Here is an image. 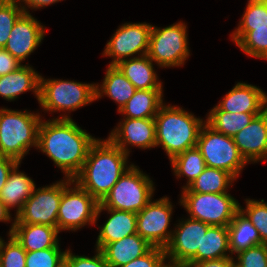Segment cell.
<instances>
[{"label":"cell","mask_w":267,"mask_h":267,"mask_svg":"<svg viewBox=\"0 0 267 267\" xmlns=\"http://www.w3.org/2000/svg\"><path fill=\"white\" fill-rule=\"evenodd\" d=\"M97 140L81 129L70 116L41 120L38 129L37 149L73 179L82 169L91 145Z\"/></svg>","instance_id":"1"},{"label":"cell","mask_w":267,"mask_h":267,"mask_svg":"<svg viewBox=\"0 0 267 267\" xmlns=\"http://www.w3.org/2000/svg\"><path fill=\"white\" fill-rule=\"evenodd\" d=\"M128 156L108 138L103 141L97 139L89 148L83 167L73 181L100 203L131 167L127 165Z\"/></svg>","instance_id":"2"},{"label":"cell","mask_w":267,"mask_h":267,"mask_svg":"<svg viewBox=\"0 0 267 267\" xmlns=\"http://www.w3.org/2000/svg\"><path fill=\"white\" fill-rule=\"evenodd\" d=\"M156 147L162 145L169 160L196 147L206 120L197 118L182 107L162 104L155 116Z\"/></svg>","instance_id":"3"},{"label":"cell","mask_w":267,"mask_h":267,"mask_svg":"<svg viewBox=\"0 0 267 267\" xmlns=\"http://www.w3.org/2000/svg\"><path fill=\"white\" fill-rule=\"evenodd\" d=\"M40 114L0 109V154L21 163L29 149L37 147Z\"/></svg>","instance_id":"4"},{"label":"cell","mask_w":267,"mask_h":267,"mask_svg":"<svg viewBox=\"0 0 267 267\" xmlns=\"http://www.w3.org/2000/svg\"><path fill=\"white\" fill-rule=\"evenodd\" d=\"M153 185L149 176L131 164L98 207L138 213L151 201Z\"/></svg>","instance_id":"5"},{"label":"cell","mask_w":267,"mask_h":267,"mask_svg":"<svg viewBox=\"0 0 267 267\" xmlns=\"http://www.w3.org/2000/svg\"><path fill=\"white\" fill-rule=\"evenodd\" d=\"M96 84L69 80L44 79L40 76L39 104L43 110L75 111L96 100Z\"/></svg>","instance_id":"6"},{"label":"cell","mask_w":267,"mask_h":267,"mask_svg":"<svg viewBox=\"0 0 267 267\" xmlns=\"http://www.w3.org/2000/svg\"><path fill=\"white\" fill-rule=\"evenodd\" d=\"M179 200L189 218L213 226H228L240 210V203L229 193L182 192Z\"/></svg>","instance_id":"7"},{"label":"cell","mask_w":267,"mask_h":267,"mask_svg":"<svg viewBox=\"0 0 267 267\" xmlns=\"http://www.w3.org/2000/svg\"><path fill=\"white\" fill-rule=\"evenodd\" d=\"M196 147L206 166L227 171L235 178L248 163L239 152L233 137L215 131L207 123L200 130Z\"/></svg>","instance_id":"8"},{"label":"cell","mask_w":267,"mask_h":267,"mask_svg":"<svg viewBox=\"0 0 267 267\" xmlns=\"http://www.w3.org/2000/svg\"><path fill=\"white\" fill-rule=\"evenodd\" d=\"M71 183L75 184L74 188L70 187ZM98 205L99 202L73 179L65 178L57 216L58 230L75 231L87 223L95 224Z\"/></svg>","instance_id":"9"},{"label":"cell","mask_w":267,"mask_h":267,"mask_svg":"<svg viewBox=\"0 0 267 267\" xmlns=\"http://www.w3.org/2000/svg\"><path fill=\"white\" fill-rule=\"evenodd\" d=\"M187 26L178 22L163 29L152 25L149 58L159 67L182 66L190 55Z\"/></svg>","instance_id":"10"},{"label":"cell","mask_w":267,"mask_h":267,"mask_svg":"<svg viewBox=\"0 0 267 267\" xmlns=\"http://www.w3.org/2000/svg\"><path fill=\"white\" fill-rule=\"evenodd\" d=\"M63 180L50 186L36 188L15 215L14 224H42L57 227Z\"/></svg>","instance_id":"11"},{"label":"cell","mask_w":267,"mask_h":267,"mask_svg":"<svg viewBox=\"0 0 267 267\" xmlns=\"http://www.w3.org/2000/svg\"><path fill=\"white\" fill-rule=\"evenodd\" d=\"M173 206L168 197L151 201L137 215V233L151 246L164 249L169 243V231ZM168 230V231H167Z\"/></svg>","instance_id":"12"},{"label":"cell","mask_w":267,"mask_h":267,"mask_svg":"<svg viewBox=\"0 0 267 267\" xmlns=\"http://www.w3.org/2000/svg\"><path fill=\"white\" fill-rule=\"evenodd\" d=\"M152 25L145 23H125L120 26L106 44L104 56L113 57L109 65H117L120 61L138 54L147 55ZM140 54V55H139Z\"/></svg>","instance_id":"13"},{"label":"cell","mask_w":267,"mask_h":267,"mask_svg":"<svg viewBox=\"0 0 267 267\" xmlns=\"http://www.w3.org/2000/svg\"><path fill=\"white\" fill-rule=\"evenodd\" d=\"M179 222L164 251L166 259L188 266L197 263V251H202L203 233L210 225L192 218Z\"/></svg>","instance_id":"14"},{"label":"cell","mask_w":267,"mask_h":267,"mask_svg":"<svg viewBox=\"0 0 267 267\" xmlns=\"http://www.w3.org/2000/svg\"><path fill=\"white\" fill-rule=\"evenodd\" d=\"M108 139L124 153L130 154L127 145H133L141 149L156 147L155 119L124 118Z\"/></svg>","instance_id":"15"},{"label":"cell","mask_w":267,"mask_h":267,"mask_svg":"<svg viewBox=\"0 0 267 267\" xmlns=\"http://www.w3.org/2000/svg\"><path fill=\"white\" fill-rule=\"evenodd\" d=\"M44 28L30 13L24 12L15 22L4 48L22 62L43 40Z\"/></svg>","instance_id":"16"},{"label":"cell","mask_w":267,"mask_h":267,"mask_svg":"<svg viewBox=\"0 0 267 267\" xmlns=\"http://www.w3.org/2000/svg\"><path fill=\"white\" fill-rule=\"evenodd\" d=\"M233 139L239 152L248 163L265 160L267 155V108L256 115L251 123L238 132Z\"/></svg>","instance_id":"17"},{"label":"cell","mask_w":267,"mask_h":267,"mask_svg":"<svg viewBox=\"0 0 267 267\" xmlns=\"http://www.w3.org/2000/svg\"><path fill=\"white\" fill-rule=\"evenodd\" d=\"M267 108V95L251 84L238 82L211 111L261 113Z\"/></svg>","instance_id":"18"},{"label":"cell","mask_w":267,"mask_h":267,"mask_svg":"<svg viewBox=\"0 0 267 267\" xmlns=\"http://www.w3.org/2000/svg\"><path fill=\"white\" fill-rule=\"evenodd\" d=\"M108 211L109 219L100 227L96 241V249L102 250L108 243L116 242L124 237L137 233L136 213L98 207L96 221L102 211Z\"/></svg>","instance_id":"19"},{"label":"cell","mask_w":267,"mask_h":267,"mask_svg":"<svg viewBox=\"0 0 267 267\" xmlns=\"http://www.w3.org/2000/svg\"><path fill=\"white\" fill-rule=\"evenodd\" d=\"M57 227L42 224H14L8 235H12L27 251L44 250L47 248H60Z\"/></svg>","instance_id":"20"},{"label":"cell","mask_w":267,"mask_h":267,"mask_svg":"<svg viewBox=\"0 0 267 267\" xmlns=\"http://www.w3.org/2000/svg\"><path fill=\"white\" fill-rule=\"evenodd\" d=\"M152 247L136 233L108 243L101 251L109 267H120L145 255Z\"/></svg>","instance_id":"21"},{"label":"cell","mask_w":267,"mask_h":267,"mask_svg":"<svg viewBox=\"0 0 267 267\" xmlns=\"http://www.w3.org/2000/svg\"><path fill=\"white\" fill-rule=\"evenodd\" d=\"M40 76L32 67L22 65L17 70L0 76V96L12 101L23 92L32 90L39 100Z\"/></svg>","instance_id":"22"},{"label":"cell","mask_w":267,"mask_h":267,"mask_svg":"<svg viewBox=\"0 0 267 267\" xmlns=\"http://www.w3.org/2000/svg\"><path fill=\"white\" fill-rule=\"evenodd\" d=\"M136 89H162V82L154 71L148 55L130 57L116 65Z\"/></svg>","instance_id":"23"},{"label":"cell","mask_w":267,"mask_h":267,"mask_svg":"<svg viewBox=\"0 0 267 267\" xmlns=\"http://www.w3.org/2000/svg\"><path fill=\"white\" fill-rule=\"evenodd\" d=\"M17 164L10 172L7 182L0 191V200L10 211L17 207L16 215L21 211L24 203L33 194L36 187L34 181L23 172H19Z\"/></svg>","instance_id":"24"},{"label":"cell","mask_w":267,"mask_h":267,"mask_svg":"<svg viewBox=\"0 0 267 267\" xmlns=\"http://www.w3.org/2000/svg\"><path fill=\"white\" fill-rule=\"evenodd\" d=\"M96 84V100L104 94L119 104L118 111L133 97L137 90L116 65H109L102 85Z\"/></svg>","instance_id":"25"},{"label":"cell","mask_w":267,"mask_h":267,"mask_svg":"<svg viewBox=\"0 0 267 267\" xmlns=\"http://www.w3.org/2000/svg\"><path fill=\"white\" fill-rule=\"evenodd\" d=\"M162 89H137L133 97L118 111L124 118L154 119L163 104Z\"/></svg>","instance_id":"26"},{"label":"cell","mask_w":267,"mask_h":267,"mask_svg":"<svg viewBox=\"0 0 267 267\" xmlns=\"http://www.w3.org/2000/svg\"><path fill=\"white\" fill-rule=\"evenodd\" d=\"M229 247L231 256L250 247L263 244L259 231L246 215L239 210L228 225Z\"/></svg>","instance_id":"27"},{"label":"cell","mask_w":267,"mask_h":267,"mask_svg":"<svg viewBox=\"0 0 267 267\" xmlns=\"http://www.w3.org/2000/svg\"><path fill=\"white\" fill-rule=\"evenodd\" d=\"M228 252V226L210 225L206 233H203L202 251H197V262L232 257Z\"/></svg>","instance_id":"28"},{"label":"cell","mask_w":267,"mask_h":267,"mask_svg":"<svg viewBox=\"0 0 267 267\" xmlns=\"http://www.w3.org/2000/svg\"><path fill=\"white\" fill-rule=\"evenodd\" d=\"M236 178L227 171L208 167L194 180L183 192L198 193H228L227 189L232 186Z\"/></svg>","instance_id":"29"},{"label":"cell","mask_w":267,"mask_h":267,"mask_svg":"<svg viewBox=\"0 0 267 267\" xmlns=\"http://www.w3.org/2000/svg\"><path fill=\"white\" fill-rule=\"evenodd\" d=\"M206 123L215 131L234 137L248 126L260 113H231L227 111H210Z\"/></svg>","instance_id":"30"},{"label":"cell","mask_w":267,"mask_h":267,"mask_svg":"<svg viewBox=\"0 0 267 267\" xmlns=\"http://www.w3.org/2000/svg\"><path fill=\"white\" fill-rule=\"evenodd\" d=\"M170 162L177 178L181 176H186L188 178L186 186H183L182 189L191 185L206 168L205 160L197 147L187 149L177 154Z\"/></svg>","instance_id":"31"},{"label":"cell","mask_w":267,"mask_h":267,"mask_svg":"<svg viewBox=\"0 0 267 267\" xmlns=\"http://www.w3.org/2000/svg\"><path fill=\"white\" fill-rule=\"evenodd\" d=\"M232 41L248 56L267 60V28L235 30Z\"/></svg>","instance_id":"32"},{"label":"cell","mask_w":267,"mask_h":267,"mask_svg":"<svg viewBox=\"0 0 267 267\" xmlns=\"http://www.w3.org/2000/svg\"><path fill=\"white\" fill-rule=\"evenodd\" d=\"M267 28V2L248 0L242 19L235 30Z\"/></svg>","instance_id":"33"},{"label":"cell","mask_w":267,"mask_h":267,"mask_svg":"<svg viewBox=\"0 0 267 267\" xmlns=\"http://www.w3.org/2000/svg\"><path fill=\"white\" fill-rule=\"evenodd\" d=\"M24 13L15 0L0 1V47L4 48L17 19Z\"/></svg>","instance_id":"34"},{"label":"cell","mask_w":267,"mask_h":267,"mask_svg":"<svg viewBox=\"0 0 267 267\" xmlns=\"http://www.w3.org/2000/svg\"><path fill=\"white\" fill-rule=\"evenodd\" d=\"M8 243L0 237V267H26L27 251L9 235Z\"/></svg>","instance_id":"35"},{"label":"cell","mask_w":267,"mask_h":267,"mask_svg":"<svg viewBox=\"0 0 267 267\" xmlns=\"http://www.w3.org/2000/svg\"><path fill=\"white\" fill-rule=\"evenodd\" d=\"M246 209L240 206V210L248 217L254 227L259 231L263 244H267V203L262 199H246Z\"/></svg>","instance_id":"36"},{"label":"cell","mask_w":267,"mask_h":267,"mask_svg":"<svg viewBox=\"0 0 267 267\" xmlns=\"http://www.w3.org/2000/svg\"><path fill=\"white\" fill-rule=\"evenodd\" d=\"M67 250L60 248H47L27 252L26 267H64V260Z\"/></svg>","instance_id":"37"},{"label":"cell","mask_w":267,"mask_h":267,"mask_svg":"<svg viewBox=\"0 0 267 267\" xmlns=\"http://www.w3.org/2000/svg\"><path fill=\"white\" fill-rule=\"evenodd\" d=\"M235 267H267V244H260L237 253Z\"/></svg>","instance_id":"38"},{"label":"cell","mask_w":267,"mask_h":267,"mask_svg":"<svg viewBox=\"0 0 267 267\" xmlns=\"http://www.w3.org/2000/svg\"><path fill=\"white\" fill-rule=\"evenodd\" d=\"M96 255L91 257L73 255L67 250L64 267H109L101 250L96 249Z\"/></svg>","instance_id":"39"},{"label":"cell","mask_w":267,"mask_h":267,"mask_svg":"<svg viewBox=\"0 0 267 267\" xmlns=\"http://www.w3.org/2000/svg\"><path fill=\"white\" fill-rule=\"evenodd\" d=\"M164 260H166L164 249L152 247L145 255L120 267H158Z\"/></svg>","instance_id":"40"},{"label":"cell","mask_w":267,"mask_h":267,"mask_svg":"<svg viewBox=\"0 0 267 267\" xmlns=\"http://www.w3.org/2000/svg\"><path fill=\"white\" fill-rule=\"evenodd\" d=\"M21 66V62H19L5 48L0 47V76L9 74Z\"/></svg>","instance_id":"41"},{"label":"cell","mask_w":267,"mask_h":267,"mask_svg":"<svg viewBox=\"0 0 267 267\" xmlns=\"http://www.w3.org/2000/svg\"><path fill=\"white\" fill-rule=\"evenodd\" d=\"M17 164L19 162L15 159L0 154V191L7 182L10 172Z\"/></svg>","instance_id":"42"},{"label":"cell","mask_w":267,"mask_h":267,"mask_svg":"<svg viewBox=\"0 0 267 267\" xmlns=\"http://www.w3.org/2000/svg\"><path fill=\"white\" fill-rule=\"evenodd\" d=\"M187 267H235V261L233 257H224L216 260L190 263Z\"/></svg>","instance_id":"43"},{"label":"cell","mask_w":267,"mask_h":267,"mask_svg":"<svg viewBox=\"0 0 267 267\" xmlns=\"http://www.w3.org/2000/svg\"><path fill=\"white\" fill-rule=\"evenodd\" d=\"M19 5L21 4L20 2H24L21 4L22 9L24 10L25 13H29L28 8L31 9H39L48 5H51L53 3L59 2L61 0H15ZM23 5V6H22ZM27 7V8H26Z\"/></svg>","instance_id":"44"},{"label":"cell","mask_w":267,"mask_h":267,"mask_svg":"<svg viewBox=\"0 0 267 267\" xmlns=\"http://www.w3.org/2000/svg\"><path fill=\"white\" fill-rule=\"evenodd\" d=\"M11 214L10 211L6 208V206L0 200V221L7 222L11 221Z\"/></svg>","instance_id":"45"},{"label":"cell","mask_w":267,"mask_h":267,"mask_svg":"<svg viewBox=\"0 0 267 267\" xmlns=\"http://www.w3.org/2000/svg\"><path fill=\"white\" fill-rule=\"evenodd\" d=\"M158 267H187V265L183 263H178L172 260H170L167 264L165 263V260H164Z\"/></svg>","instance_id":"46"}]
</instances>
